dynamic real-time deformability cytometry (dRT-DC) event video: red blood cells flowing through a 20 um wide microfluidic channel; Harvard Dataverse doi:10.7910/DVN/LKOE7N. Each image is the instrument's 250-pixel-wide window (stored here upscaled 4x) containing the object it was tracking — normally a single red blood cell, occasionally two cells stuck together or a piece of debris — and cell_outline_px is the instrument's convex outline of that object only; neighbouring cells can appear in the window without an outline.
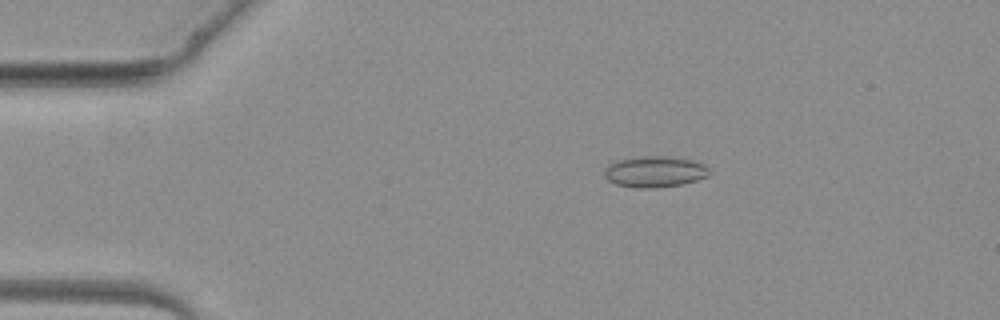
{"species": "common noctule bat (a hibernating species)", "species_latin": "Nyctalus noctula", "temperature_condition": "warm", "stored_images_in_passage": 4, "camera_frame_rate_fps": 3000, "um_per_image_px": 0.085, "animal": {"sex": "female", "body_mass_g": 19.3, "forearm_length_mm": 54.1}, "frame": {"image": 1, "passage_image": 2, "time_ms": 1.0, "image_size_px": [1000, 320], "cell_outline_px": [[712, 172], [708, 176], [684, 184], [656, 188], [636, 188], [616, 184], [608, 180], [604, 176], [604, 168], [620, 160], [640, 156], [664, 156], [688, 160], [704, 164]], "centroid_in_image_um": [55.67, 14.61], "position_along_channel_um": 29.3, "area_um2": 18.9}}